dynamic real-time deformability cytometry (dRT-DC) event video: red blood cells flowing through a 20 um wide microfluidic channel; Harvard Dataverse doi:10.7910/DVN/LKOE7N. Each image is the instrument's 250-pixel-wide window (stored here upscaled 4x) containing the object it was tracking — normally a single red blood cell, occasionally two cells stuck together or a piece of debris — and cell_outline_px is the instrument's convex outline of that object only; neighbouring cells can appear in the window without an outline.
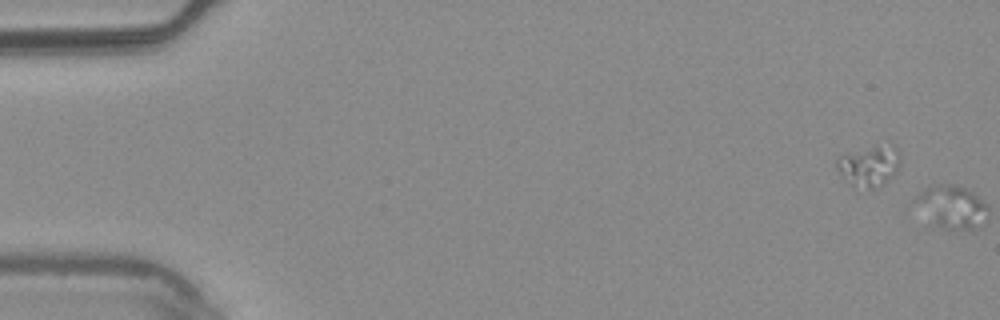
{"species": "common noctule bat (a hibernating species)", "species_latin": "Nyctalus noctula", "temperature_condition": "warm", "stored_images_in_passage": 6, "camera_frame_rate_fps": 3000, "um_per_image_px": 0.085, "animal": {"sex": "male", "body_mass_g": 20.4}, "frame": {"image": 1, "passage_image": 1, "time_ms": 0.0, "image_size_px": [1000, 320], "cell_outline_px": [[900, 168], [884, 184], [872, 188], [868, 188], [848, 184], [840, 172], [836, 164], [836, 160], [840, 156], [848, 152], [876, 144], [892, 144], [900, 152]], "centroid_in_image_um": [73.92, 14.05], "position_along_channel_um": 11.1, "area_um2": 15.32}}
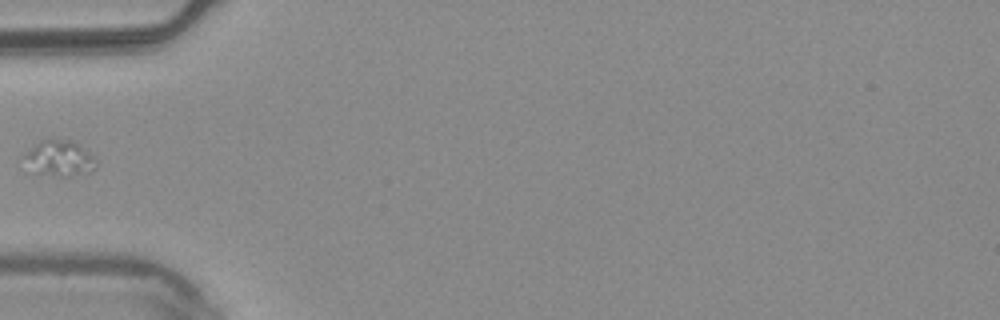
{"frame": {"image": 2, "passage_image": 6, "time_ms": 1.667, "image_size_px": [1000, 320], "cell_outline_px": [[100, 164], [92, 172], [68, 176], [60, 176], [36, 172], [20, 156], [24, 152], [40, 140], [72, 140], [96, 156], [100, 160]], "centroid_in_image_um": [5.13, 13.45], "position_along_channel_um": 79.9, "area_um2": 15.26}}